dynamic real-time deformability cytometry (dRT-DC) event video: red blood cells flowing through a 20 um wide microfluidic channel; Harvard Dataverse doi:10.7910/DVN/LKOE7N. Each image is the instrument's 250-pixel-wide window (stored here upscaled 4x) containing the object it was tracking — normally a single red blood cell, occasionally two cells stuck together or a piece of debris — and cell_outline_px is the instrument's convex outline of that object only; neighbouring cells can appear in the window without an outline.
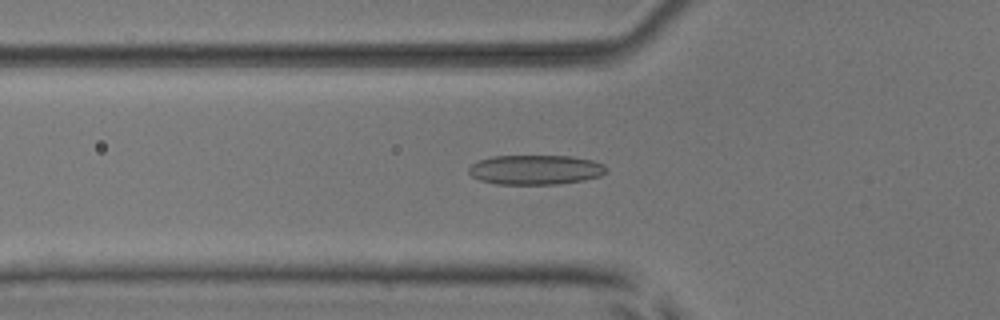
{"species": "common noctule bat (a hibernating species)", "species_latin": "Nyctalus noctula", "temperature_condition": "room temperature", "stored_images_in_passage": 54, "camera_frame_rate_fps": 3000, "um_per_image_px": 0.085, "animal": {"sex": "male", "body_mass_g": 17.9, "forearm_length_mm": 54.2}, "frame": {"image": 1, "passage_image": 19, "time_ms": 6.0, "image_size_px": [1000, 320], "cell_outline_px": [[604, 172], [600, 176], [584, 180], [556, 184], [496, 184], [480, 180], [472, 176], [468, 172], [468, 168], [472, 164], [480, 160], [492, 156], [572, 156], [592, 160], [604, 164]], "centroid_in_image_um": [45.49, 14.43], "position_along_channel_um": 80.3, "area_um2": 23.64}}
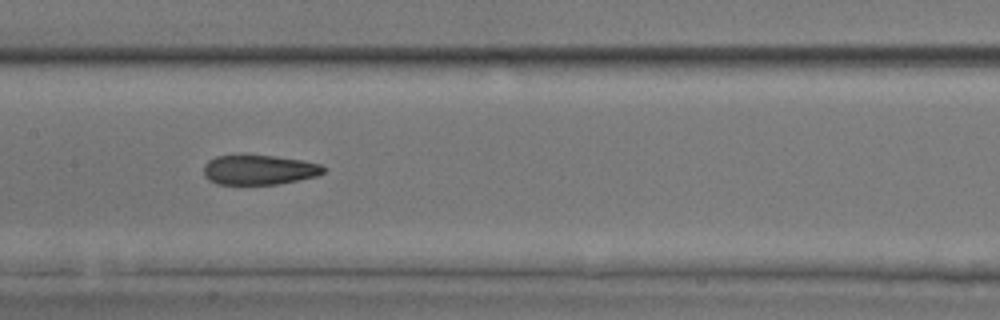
{"frame": {"image": 2, "passage_image": 27, "time_ms": 8.667, "image_size_px": [1000, 320], "cell_outline_px": [[324, 172], [316, 176], [276, 184], [216, 184], [208, 180], [204, 176], [204, 164], [208, 160], [216, 156], [276, 156], [300, 160], [320, 164], [324, 168]], "centroid_in_image_um": [21.97, 14.44], "position_along_channel_um": 185.4, "area_um2": 20.46}}
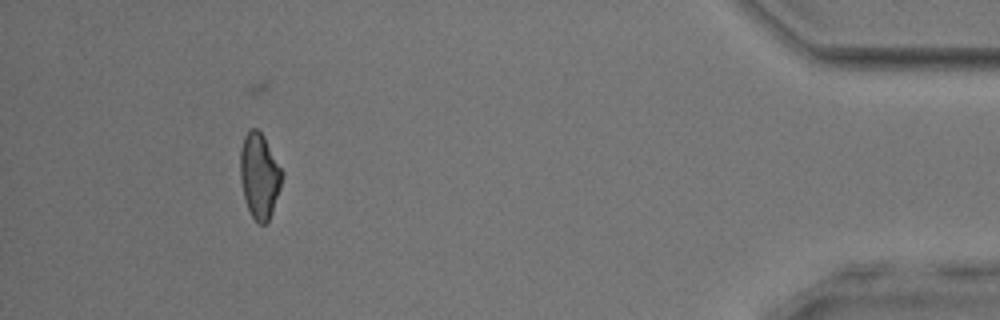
{"frame": {"image": 3, "passage_image": 49, "time_ms": 16.0, "image_size_px": [1000, 320], "cell_outline_px": [[284, 176], [272, 212], [268, 220], [264, 224], [260, 224], [252, 216], [244, 200], [240, 180], [240, 148], [244, 136], [248, 128], [256, 128], [264, 136], [284, 172]], "centroid_in_image_um": [22.05, 14.9], "position_along_channel_um": 413.2, "area_um2": 20.98}, "authors_computed_cell_mechanics": {"area_um2": 21.8195, "velocity_mm_per_s": 3.9263, "shape_relaxation_time_tau1_ms": null, "shape_relaxation_time_tau2_ms": 2.7056, "deformation_change_tau1": null, "deformation_change_tau2": 0.1033}}